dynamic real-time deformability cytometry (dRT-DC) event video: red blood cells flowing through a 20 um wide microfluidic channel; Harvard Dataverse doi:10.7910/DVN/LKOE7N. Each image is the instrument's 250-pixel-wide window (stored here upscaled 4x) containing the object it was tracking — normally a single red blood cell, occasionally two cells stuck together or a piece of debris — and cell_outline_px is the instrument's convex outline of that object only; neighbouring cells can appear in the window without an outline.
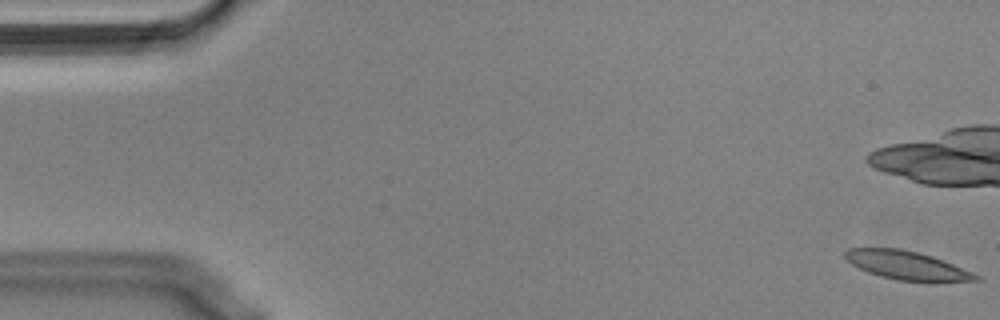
{"species": "Egyptian fruit bat (a non-hibernating species)", "species_latin": "Rousettus aegyptiacus", "temperature_condition": "cold", "stored_images_in_passage": 10, "camera_frame_rate_fps": 3000, "um_per_image_px": 0.085, "animal": {"sex": "male"}, "frame": {"image": 1, "passage_image": 1, "time_ms": 0.0, "image_size_px": [1000, 320], "cell_outline_px": [[980, 280], [928, 284], [896, 280], [880, 276], [868, 272], [852, 264], [844, 256], [844, 252], [848, 248], [900, 248], [932, 256], [952, 264], [980, 276]], "centroid_in_image_um": [77.12, 22.6], "position_along_channel_um": 7.9, "area_um2": 22.2}}